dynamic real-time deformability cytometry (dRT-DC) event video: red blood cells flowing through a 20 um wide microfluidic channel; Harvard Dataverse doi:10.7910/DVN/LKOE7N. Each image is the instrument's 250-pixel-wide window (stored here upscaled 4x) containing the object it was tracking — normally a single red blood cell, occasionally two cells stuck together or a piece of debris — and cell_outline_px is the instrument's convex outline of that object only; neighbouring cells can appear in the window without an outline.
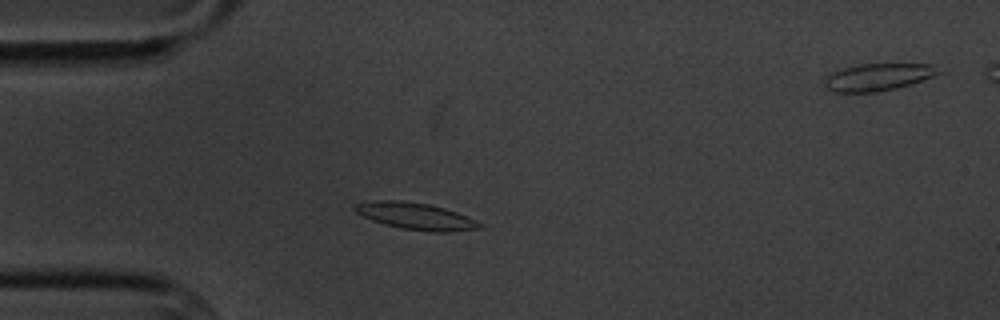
{"species": "common noctule bat (a hibernating species)", "species_latin": "Nyctalus noctula", "temperature_condition": "cold", "stored_images_in_passage": 4, "segment_of_instrument_passage": [1, 2], "camera_frame_rate_fps": 3000, "um_per_image_px": 0.085, "animal": {"sex": "male", "body_mass_g": 20.1, "forearm_length_mm": 53.5}, "frame": {"image": 1, "passage_image": 3, "time_ms": 2.333, "image_size_px": [1000, 320], "cell_outline_px": [[484, 228], [452, 232], [428, 232], [400, 228], [384, 224], [372, 220], [356, 212], [352, 208], [352, 204], [376, 200], [400, 200], [428, 204], [444, 208], [456, 212], [476, 220], [484, 224]], "centroid_in_image_um": [35.36, 18.38], "position_along_channel_um": 49.6, "area_um2": 19.71}}